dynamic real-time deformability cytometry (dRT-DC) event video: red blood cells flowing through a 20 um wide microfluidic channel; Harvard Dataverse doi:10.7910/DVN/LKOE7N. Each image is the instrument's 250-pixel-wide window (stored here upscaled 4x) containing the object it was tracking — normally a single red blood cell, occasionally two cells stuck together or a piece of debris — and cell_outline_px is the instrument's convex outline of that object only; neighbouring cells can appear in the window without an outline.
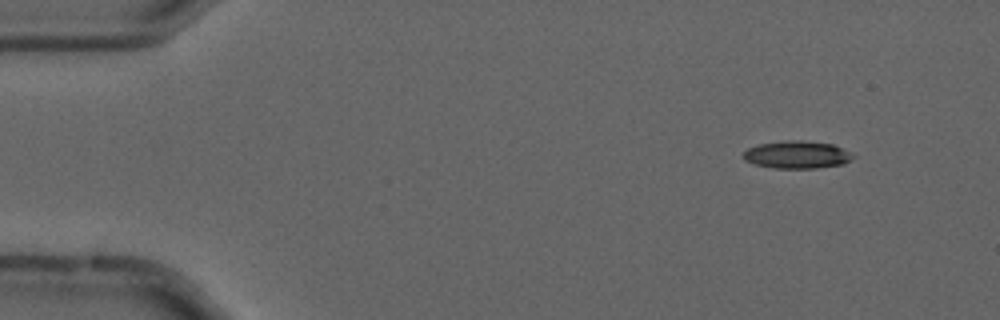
{"species": "common noctule bat (a hibernating species)", "species_latin": "Nyctalus noctula", "temperature_condition": "cold", "stored_images_in_passage": 56, "camera_frame_rate_fps": 3000, "um_per_image_px": 0.085, "animal": {"sex": "male", "forearm_length_mm": 52.5}, "frame": {"image": 1, "passage_image": 6, "time_ms": 1.667, "image_size_px": [1000, 320], "cell_outline_px": [[856, 156], [844, 164], [816, 168], [776, 168], [756, 164], [744, 160], [744, 152], [748, 148], [760, 144], [784, 140], [800, 140], [832, 144], [852, 152]], "centroid_in_image_um": [67.79, 13.14], "position_along_channel_um": 17.2, "area_um2": 17.57}}
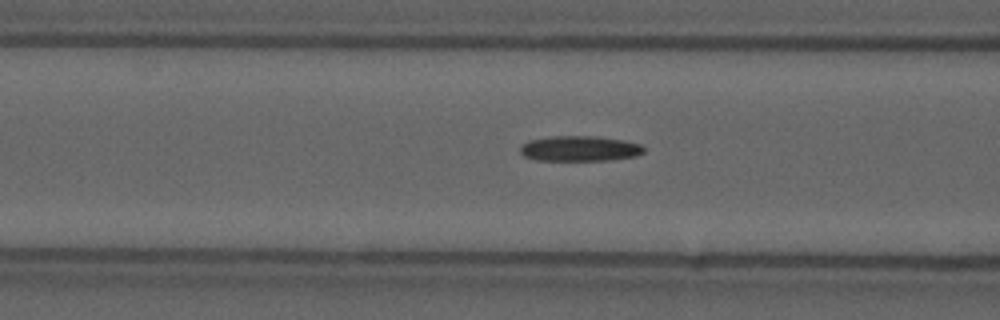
{"frame": {"image": 2, "passage_image": 22, "time_ms": 7.0, "image_size_px": [1000, 320], "cell_outline_px": [[644, 152], [636, 156], [608, 160], [536, 160], [524, 156], [520, 152], [520, 148], [528, 140], [552, 136], [596, 136], [624, 140], [640, 144], [644, 148]], "centroid_in_image_um": [49.28, 12.62], "position_along_channel_um": 117.3, "area_um2": 18.21}}
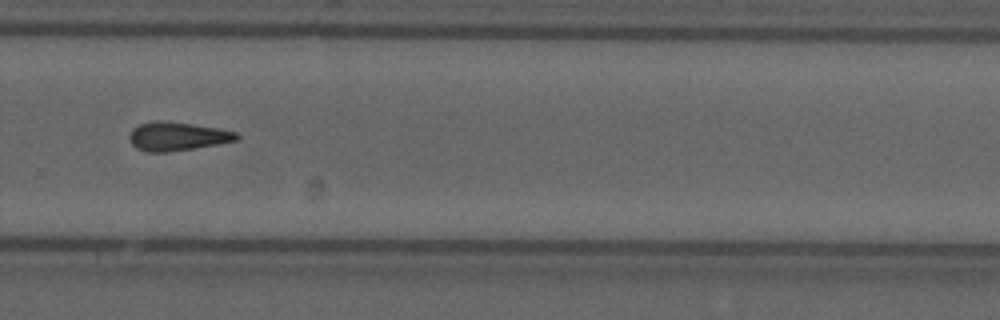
{"frame": {"image": 3, "passage_image": 38, "time_ms": 12.333, "image_size_px": [1000, 320], "cell_outline_px": [[240, 136], [236, 140], [220, 144], [168, 152], [148, 152], [136, 148], [132, 144], [128, 136], [132, 128], [140, 124], [156, 120], [164, 120], [192, 124], [216, 128], [236, 132]], "centroid_in_image_um": [15.04, 11.59], "position_along_channel_um": 314.8, "area_um2": 17.92}}